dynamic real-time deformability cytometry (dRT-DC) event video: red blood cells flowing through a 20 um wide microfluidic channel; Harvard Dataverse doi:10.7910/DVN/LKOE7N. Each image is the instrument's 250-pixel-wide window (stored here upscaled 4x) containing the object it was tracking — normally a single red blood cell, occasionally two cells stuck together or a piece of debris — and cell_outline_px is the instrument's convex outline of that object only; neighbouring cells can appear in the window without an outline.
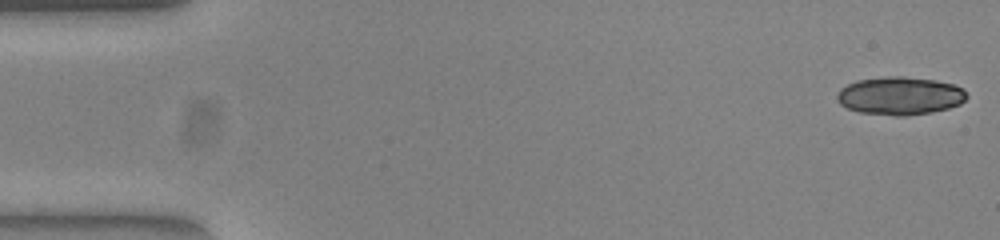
{"species": "common noctule bat (a hibernating species)", "species_latin": "Nyctalus noctula", "temperature_condition": "warm", "stored_images_in_passage": 51, "segment_of_instrument_passage": [1, 2], "camera_frame_rate_fps": 3000, "um_per_image_px": 0.085, "animal": {"sex": "female", "body_mass_g": 23.0, "forearm_length_mm": 53.4}, "frame": {"image": 1, "passage_image": 1, "time_ms": 0.0, "image_size_px": [1000, 240], "cell_outline_px": [[968, 96], [960, 104], [948, 108], [932, 112], [904, 116], [896, 116], [860, 112], [848, 108], [840, 104], [836, 100], [836, 92], [840, 88], [856, 80], [888, 76], [904, 76], [936, 80], [952, 84], [964, 88]], "centroid_in_image_um": [76.48, 8.14], "position_along_channel_um": 8.5, "area_um2": 28.96}}
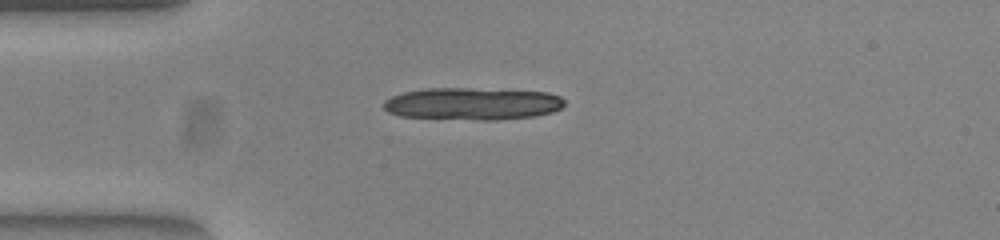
{"frame": {"image": 2, "passage_image": 13, "time_ms": 4.0, "image_size_px": [1000, 240], "cell_outline_px": [[564, 104], [560, 108], [552, 112], [532, 116], [500, 120], [476, 120], [400, 116], [388, 112], [384, 108], [384, 100], [392, 96], [404, 92], [424, 88], [472, 88], [548, 92], [560, 96], [564, 100]], "centroid_in_image_um": [40.15, 8.81], "position_along_channel_um": 44.9, "area_um2": 34.1}}